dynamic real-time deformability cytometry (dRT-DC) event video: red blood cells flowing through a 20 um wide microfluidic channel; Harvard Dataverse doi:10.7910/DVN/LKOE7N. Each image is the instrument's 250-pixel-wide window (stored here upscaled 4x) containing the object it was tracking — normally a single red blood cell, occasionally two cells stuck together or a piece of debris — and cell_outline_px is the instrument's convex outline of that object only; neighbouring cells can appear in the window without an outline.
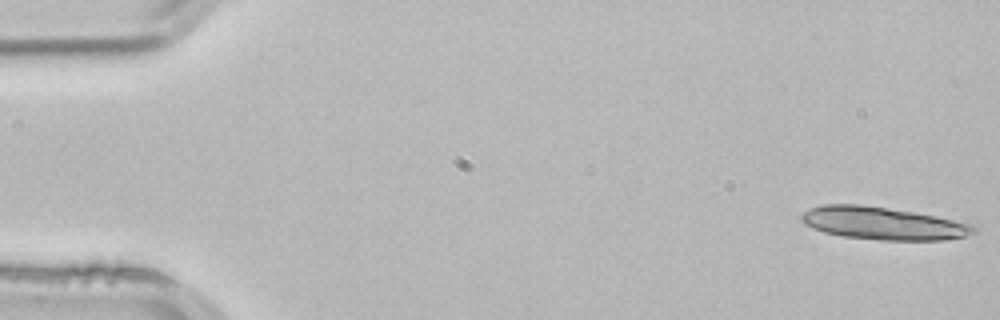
{"species": "common noctule bat (a hibernating species)", "species_latin": "Nyctalus noctula", "temperature_condition": "room temperature", "stored_images_in_passage": 4, "camera_frame_rate_fps": 3000, "um_per_image_px": 0.085, "animal": {"sex": "male", "body_mass_g": 21.5, "forearm_length_mm": 52.0}, "frame": {"image": 1, "passage_image": 1, "time_ms": 0.0, "image_size_px": [1000, 320], "cell_outline_px": [[976, 232], [964, 236], [944, 240], [880, 240], [844, 236], [824, 232], [812, 228], [804, 224], [800, 220], [800, 216], [808, 208], [824, 204], [860, 204], [912, 212], [936, 216], [972, 224], [976, 228]], "centroid_in_image_um": [75.01, 18.98], "position_along_channel_um": 10.0, "area_um2": 32.66}}